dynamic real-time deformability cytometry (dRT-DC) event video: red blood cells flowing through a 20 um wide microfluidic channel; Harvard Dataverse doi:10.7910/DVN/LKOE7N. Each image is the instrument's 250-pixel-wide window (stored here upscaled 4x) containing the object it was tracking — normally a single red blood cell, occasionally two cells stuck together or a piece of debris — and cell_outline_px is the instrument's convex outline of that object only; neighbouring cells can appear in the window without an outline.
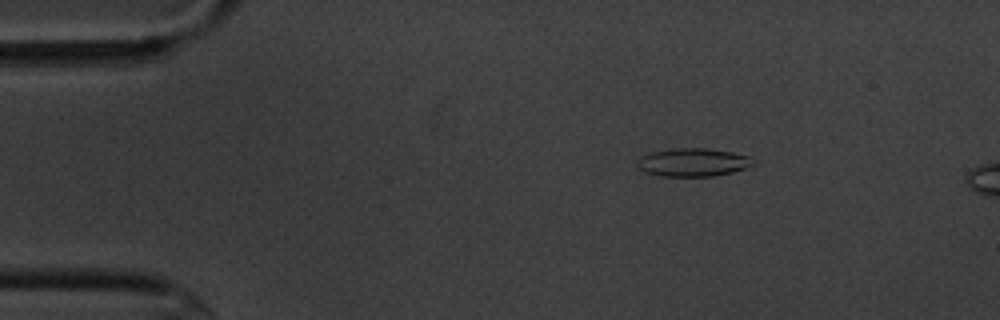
{"species": "common noctule bat (a hibernating species)", "species_latin": "Nyctalus noctula", "temperature_condition": "cold", "stored_images_in_passage": 4, "camera_frame_rate_fps": 3000, "um_per_image_px": 0.085, "animal": {"sex": "male", "body_mass_g": 20.1, "forearm_length_mm": 53.5}, "frame": {"image": 1, "passage_image": 4, "time_ms": 3.667, "image_size_px": [1000, 320], "cell_outline_px": [[756, 164], [732, 172], [712, 176], [664, 176], [644, 172], [636, 164], [636, 160], [640, 156], [652, 152], [672, 148], [708, 148], [732, 152], [748, 156], [756, 160]], "centroid_in_image_um": [58.9, 13.79], "position_along_channel_um": 26.1, "area_um2": 19.13}}